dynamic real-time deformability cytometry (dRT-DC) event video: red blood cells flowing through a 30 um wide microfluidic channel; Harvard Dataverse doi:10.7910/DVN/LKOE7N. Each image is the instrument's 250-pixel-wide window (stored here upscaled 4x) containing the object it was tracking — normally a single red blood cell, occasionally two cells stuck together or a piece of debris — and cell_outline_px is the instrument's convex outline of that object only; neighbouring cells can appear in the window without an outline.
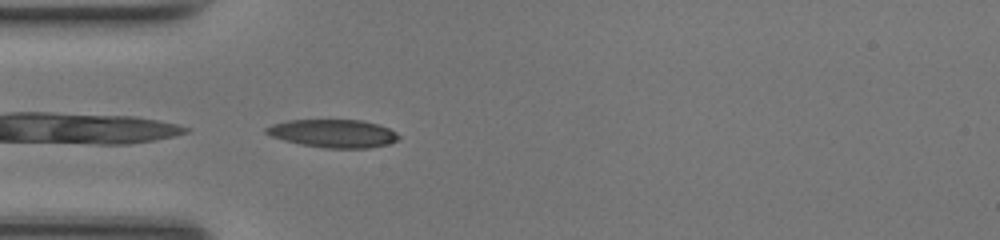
{"species": "common noctule bat (a hibernating species)", "species_latin": "Nyctalus noctula", "temperature_condition": "room temperature", "stored_images_in_passage": 2, "camera_frame_rate_fps": 3000, "um_per_image_px": 0.085, "animal": {"sex": "female", "body_mass_g": 17.0, "forearm_length_mm": 48.0}, "frame": {"image": 1, "passage_image": 2, "time_ms": 0.333, "image_size_px": [1000, 240], "cell_outline_px": [[396, 136], [392, 140], [372, 144], [320, 144], [312, 124], [316, 120], [336, 120], [364, 124], [380, 128], [392, 132]], "centroid_in_image_um": [29.72, 11.31], "position_along_channel_um": 55.3, "area_um2": 11.1}}